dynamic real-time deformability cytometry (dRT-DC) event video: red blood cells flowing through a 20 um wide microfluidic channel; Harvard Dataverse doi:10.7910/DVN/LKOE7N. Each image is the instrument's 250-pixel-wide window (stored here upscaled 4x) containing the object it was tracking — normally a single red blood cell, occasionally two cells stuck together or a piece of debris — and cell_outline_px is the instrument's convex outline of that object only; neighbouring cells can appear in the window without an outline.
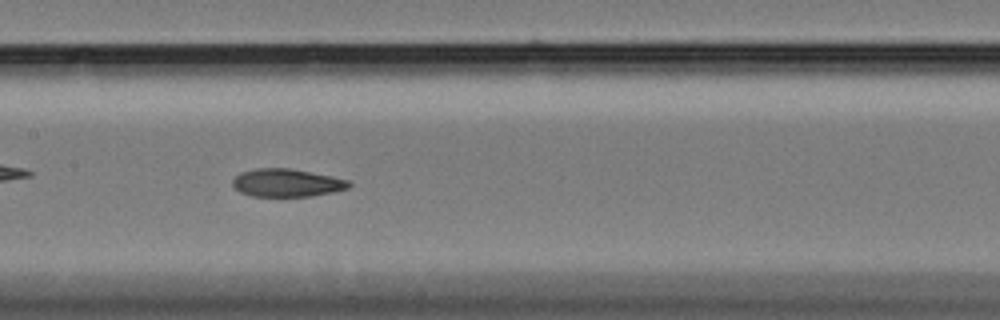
{"species": "Egyptian fruit bat (a non-hibernating species)", "species_latin": "Rousettus aegyptiacus", "temperature_condition": "cold", "stored_images_in_passage": 49, "camera_frame_rate_fps": 3000, "um_per_image_px": 0.085, "animal": {"sex": "female"}, "frame": {"image": 1, "passage_image": 23, "time_ms": 7.333, "image_size_px": [1000, 320], "cell_outline_px": [[352, 184], [348, 188], [332, 192], [312, 196], [252, 196], [240, 192], [232, 188], [232, 180], [240, 172], [256, 168], [288, 168], [332, 176], [348, 180]], "centroid_in_image_um": [24.34, 15.54], "position_along_channel_um": 183.1, "area_um2": 18.96}}
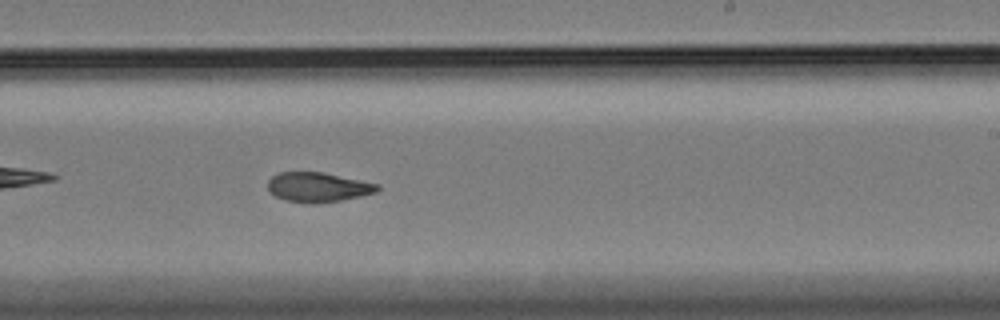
{"frame": {"image": 2, "passage_image": 30, "time_ms": 9.667, "image_size_px": [1000, 320], "cell_outline_px": [[380, 188], [376, 192], [360, 196], [340, 200], [316, 204], [312, 204], [284, 200], [268, 192], [268, 180], [272, 176], [280, 172], [324, 172], [380, 184]], "centroid_in_image_um": [27.02, 15.91], "position_along_channel_um": 262.0, "area_um2": 19.07}}
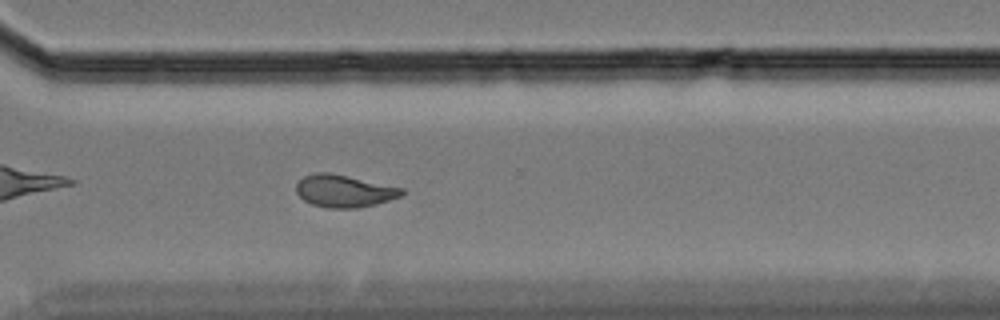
{"frame": {"image": 3, "passage_image": 37, "time_ms": 12.0, "image_size_px": [1000, 320], "cell_outline_px": [[404, 192], [400, 196], [376, 204], [356, 208], [328, 208], [312, 204], [304, 200], [296, 192], [296, 184], [304, 176], [316, 172], [328, 172], [348, 176], [404, 188]], "centroid_in_image_um": [29.24, 16.23], "position_along_channel_um": 341.4, "area_um2": 19.77}, "authors_computed_cell_mechanics": {"area_um2": 19.4786, "velocity_mm_per_s": 3.4021, "shape_relaxation_time_tau1_ms": 9.2724, "shape_relaxation_time_tau2_ms": 2.7781, "deformation_change_tau1": 0.2037, "deformation_change_tau2": 0.0898}}